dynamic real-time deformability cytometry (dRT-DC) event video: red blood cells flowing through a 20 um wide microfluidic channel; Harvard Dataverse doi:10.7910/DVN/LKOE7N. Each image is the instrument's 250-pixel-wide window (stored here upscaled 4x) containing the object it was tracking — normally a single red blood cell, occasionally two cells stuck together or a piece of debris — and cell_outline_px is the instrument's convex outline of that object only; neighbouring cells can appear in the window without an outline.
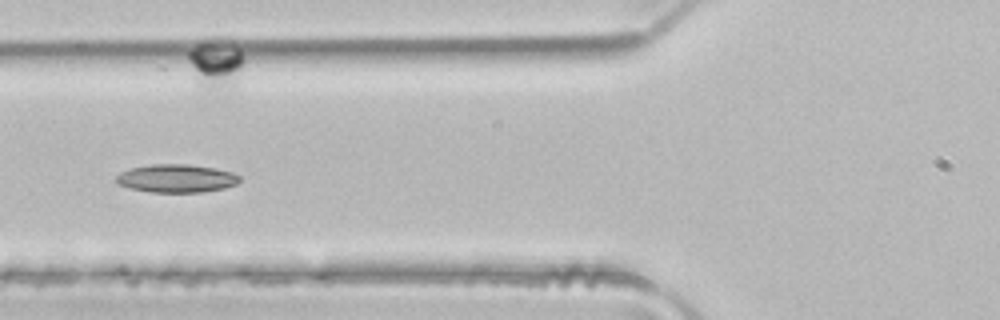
{"species": "common noctule bat (a hibernating species)", "species_latin": "Nyctalus noctula", "temperature_condition": "room temperature", "stored_images_in_passage": 10, "segment_of_instrument_passage": [1, 2], "camera_frame_rate_fps": 3000, "um_per_image_px": 0.085, "animal": {"sex": "male", "body_mass_g": 21.5, "forearm_length_mm": 52.0}, "frame": {"image": 1, "passage_image": 5, "time_ms": 1.333, "image_size_px": [1000, 320], "cell_outline_px": [[240, 180], [236, 184], [224, 188], [204, 192], [152, 192], [132, 188], [116, 184], [116, 176], [120, 172], [132, 168], [152, 164], [188, 164], [216, 168], [232, 172], [240, 176]], "centroid_in_image_um": [15.01, 15.16], "position_along_channel_um": 110.8, "area_um2": 20.23}}
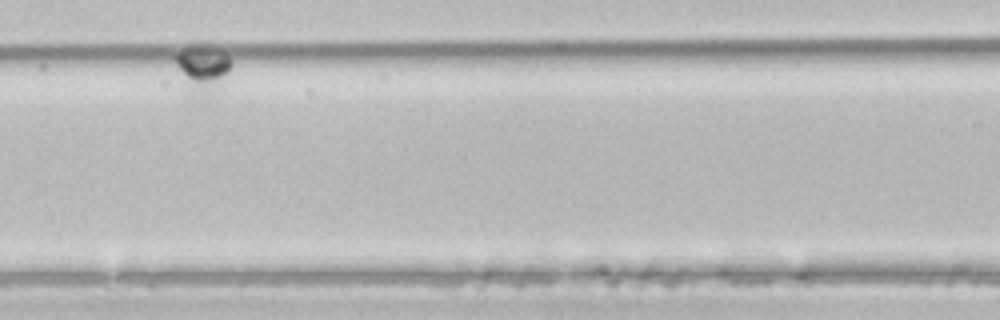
{"frame": {"image": 2, "passage_image": 7, "time_ms": 2.0, "image_size_px": [1000, 320], "cell_outline_px": [[232, 64], [224, 80], [216, 92], [208, 96], [196, 100], [192, 100], [184, 96], [176, 64], [176, 56], [184, 48], [192, 44], [208, 44], [224, 52], [228, 56]], "centroid_in_image_um": [17.15, 5.96], "position_along_channel_um": 149.4, "area_um2": 16.65}}
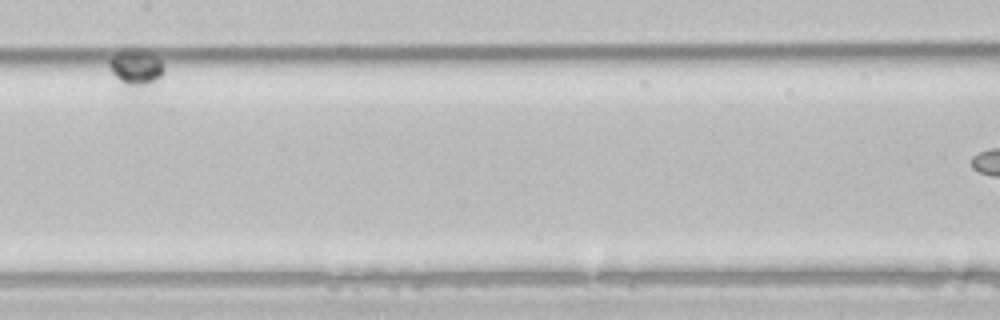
{"frame": {"image": 3, "passage_image": 9, "time_ms": 2.667, "image_size_px": [1000, 320], "cell_outline_px": [[164, 72], [156, 88], [144, 92], [128, 96], [120, 88], [108, 64], [108, 60], [112, 56], [124, 48], [136, 44], [156, 56], [160, 60], [164, 68]], "centroid_in_image_um": [11.57, 5.94], "position_along_channel_um": 195.8, "area_um2": 14.28}}